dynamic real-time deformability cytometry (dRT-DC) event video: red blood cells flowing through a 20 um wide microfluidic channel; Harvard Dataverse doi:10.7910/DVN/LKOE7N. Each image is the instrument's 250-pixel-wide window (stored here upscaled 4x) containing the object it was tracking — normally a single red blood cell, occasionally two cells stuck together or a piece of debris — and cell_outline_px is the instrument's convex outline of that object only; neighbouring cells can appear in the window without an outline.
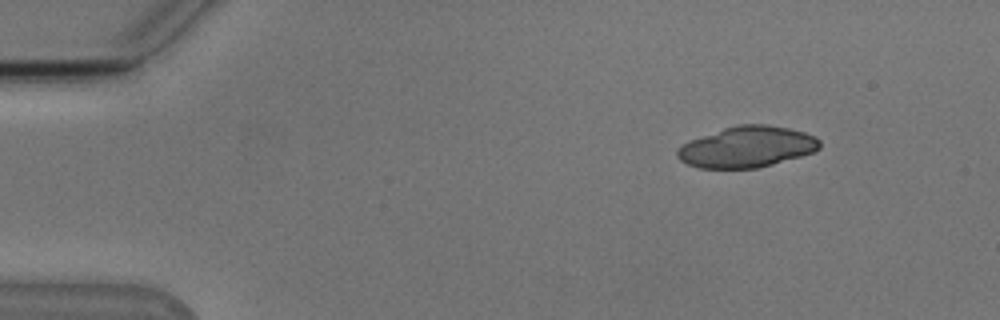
{"species": "Egyptian fruit bat (a non-hibernating species)", "species_latin": "Rousettus aegyptiacus", "temperature_condition": "cold", "stored_images_in_passage": 47, "segment_of_instrument_passage": [1, 2], "camera_frame_rate_fps": 3000, "um_per_image_px": 0.085, "animal": {"sex": "male"}, "frame": {"image": 1, "passage_image": 1, "time_ms": 0.0, "image_size_px": [1000, 320], "cell_outline_px": [[820, 148], [812, 152], [800, 156], [772, 164], [756, 168], [700, 168], [688, 164], [680, 160], [676, 156], [676, 148], [688, 140], [736, 124], [768, 124], [788, 128], [804, 132], [816, 136], [820, 140]], "centroid_in_image_um": [63.46, 12.48], "position_along_channel_um": 21.5, "area_um2": 34.1}}